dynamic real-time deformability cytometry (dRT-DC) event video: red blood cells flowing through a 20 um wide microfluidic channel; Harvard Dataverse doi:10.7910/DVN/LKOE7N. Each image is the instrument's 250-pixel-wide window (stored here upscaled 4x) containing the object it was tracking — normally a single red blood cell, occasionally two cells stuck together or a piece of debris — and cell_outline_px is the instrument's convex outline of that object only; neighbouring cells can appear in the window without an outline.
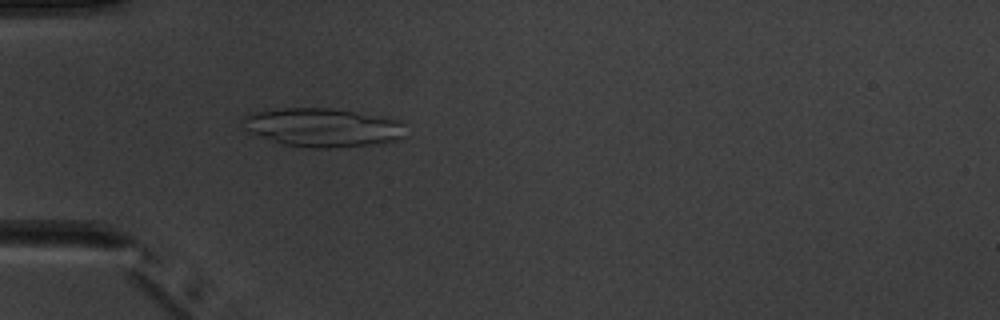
{"species": "common noctule bat (a hibernating species)", "species_latin": "Nyctalus noctula", "temperature_condition": "warm", "stored_images_in_passage": 2, "camera_frame_rate_fps": 3000, "um_per_image_px": 0.085, "animal": {"sex": "male", "body_mass_g": 20.1, "forearm_length_mm": 53.5}, "frame": {"image": 1, "passage_image": 2, "time_ms": 1.0, "image_size_px": [1000, 320], "cell_outline_px": [[408, 136], [400, 140], [376, 144], [336, 148], [312, 148], [284, 144], [248, 132], [244, 128], [240, 120], [240, 116], [252, 112], [284, 108], [332, 108], [384, 116], [400, 120], [404, 124]], "centroid_in_image_um": [27.48, 10.83], "position_along_channel_um": 57.5, "area_um2": 37.45}}